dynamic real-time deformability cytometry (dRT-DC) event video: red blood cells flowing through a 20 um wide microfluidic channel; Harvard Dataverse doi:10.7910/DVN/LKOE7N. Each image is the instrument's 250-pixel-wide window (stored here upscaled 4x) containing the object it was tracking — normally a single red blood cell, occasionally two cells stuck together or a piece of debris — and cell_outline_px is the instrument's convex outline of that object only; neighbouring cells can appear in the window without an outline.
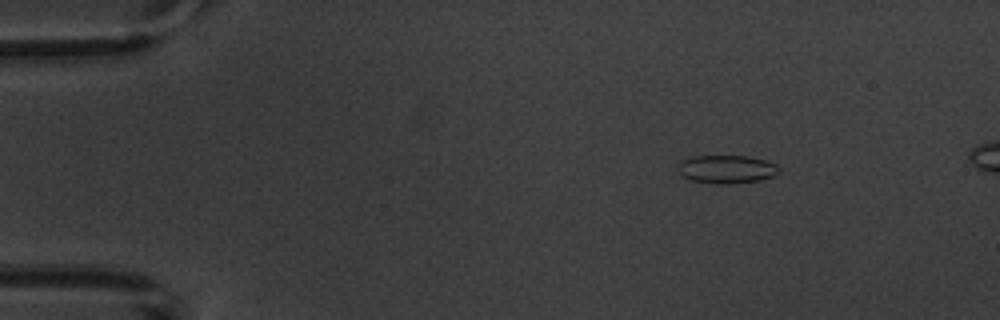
{"species": "common noctule bat (a hibernating species)", "species_latin": "Nyctalus noctula", "temperature_condition": "warm", "stored_images_in_passage": 5, "camera_frame_rate_fps": 3000, "um_per_image_px": 0.085, "animal": {"sex": "male", "body_mass_g": 20.1, "forearm_length_mm": 53.5}, "frame": {"image": 1, "passage_image": 2, "time_ms": 1.0, "image_size_px": [1000, 320], "cell_outline_px": [[780, 172], [772, 176], [760, 180], [724, 184], [692, 180], [684, 176], [680, 172], [680, 164], [684, 160], [692, 156], [748, 156], [764, 160], [776, 164], [780, 168]], "centroid_in_image_um": [61.83, 14.37], "position_along_channel_um": 23.2, "area_um2": 16.18}}